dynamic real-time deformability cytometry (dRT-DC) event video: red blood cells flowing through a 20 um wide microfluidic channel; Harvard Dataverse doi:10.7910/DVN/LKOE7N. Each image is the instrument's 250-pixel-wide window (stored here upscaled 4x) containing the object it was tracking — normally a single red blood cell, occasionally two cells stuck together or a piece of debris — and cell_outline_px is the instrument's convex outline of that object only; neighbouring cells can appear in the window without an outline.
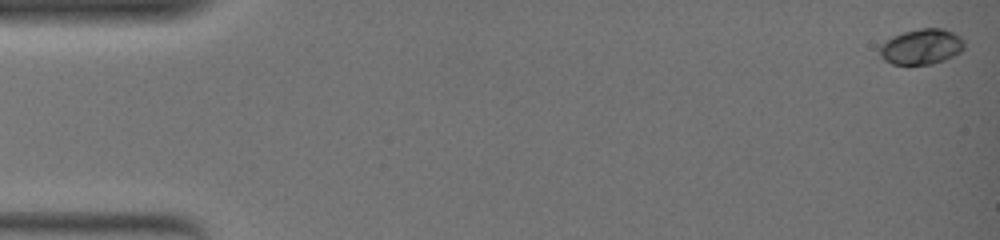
{"species": "common noctule bat (a hibernating species)", "species_latin": "Nyctalus noctula", "temperature_condition": "warm", "stored_images_in_passage": 52, "camera_frame_rate_fps": 3000, "um_per_image_px": 0.085, "animal": {"sex": "female", "body_mass_g": 19.0, "forearm_length_mm": 51.5}, "frame": {"image": 1, "passage_image": 1, "time_ms": 0.0, "image_size_px": [1000, 240], "cell_outline_px": [[964, 48], [960, 52], [944, 60], [932, 64], [892, 64], [884, 60], [880, 56], [876, 48], [880, 44], [892, 36], [904, 32], [920, 28], [944, 28], [960, 36], [964, 40]], "centroid_in_image_um": [78.29, 3.96], "position_along_channel_um": 6.7, "area_um2": 17.69}}
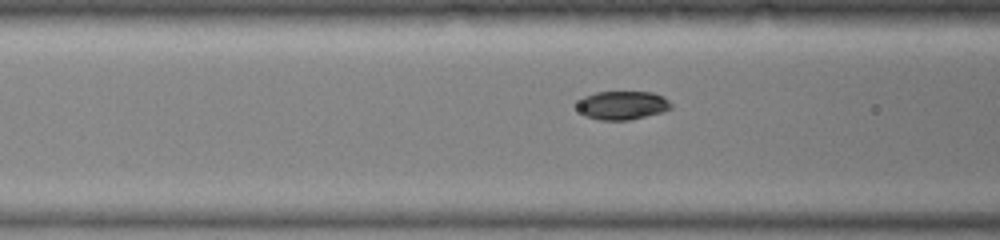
{"frame": {"image": 2, "passage_image": 22, "time_ms": 7.0, "image_size_px": [1000, 240], "cell_outline_px": [[672, 108], [664, 112], [628, 120], [600, 120], [584, 116], [580, 112], [576, 104], [584, 96], [596, 92], [652, 92], [664, 96], [672, 104]], "centroid_in_image_um": [52.91, 8.95], "position_along_channel_um": 113.7, "area_um2": 15.78}}
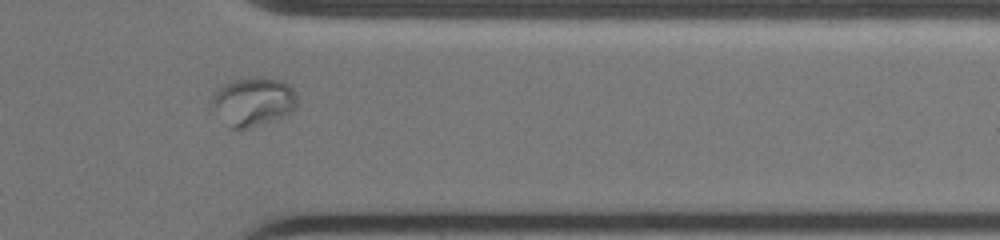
{"frame": {"image": 3, "passage_image": 44, "time_ms": 14.333, "image_size_px": [1000, 240], "cell_outline_px": [[296, 108], [292, 112], [284, 116], [248, 128], [228, 128], [212, 104], [212, 96], [216, 88], [228, 80], [252, 76], [264, 76], [284, 80], [296, 92]], "centroid_in_image_um": [21.53, 8.58], "position_along_channel_um": 389.9, "area_um2": 24.62}, "authors_computed_cell_mechanics": {"area_um2": 16.4152, "velocity_mm_per_s": 3.7631, "shape_relaxation_time_tau1_ms": 4.5175, "shape_relaxation_time_tau2_ms": null, "deformation_change_tau1": 0.1524, "deformation_change_tau2": null}}